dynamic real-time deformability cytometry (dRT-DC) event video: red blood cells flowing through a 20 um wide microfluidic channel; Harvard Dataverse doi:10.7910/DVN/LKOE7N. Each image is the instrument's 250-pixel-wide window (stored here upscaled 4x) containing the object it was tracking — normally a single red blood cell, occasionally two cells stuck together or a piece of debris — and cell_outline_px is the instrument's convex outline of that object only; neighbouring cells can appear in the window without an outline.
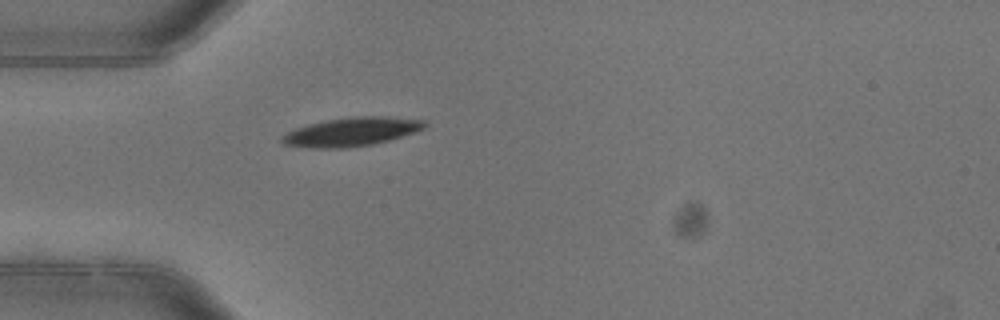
{"species": "common noctule bat (a hibernating species)", "species_latin": "Nyctalus noctula", "temperature_condition": "warm", "stored_images_in_passage": 1, "camera_frame_rate_fps": 3000, "um_per_image_px": 0.085, "animal": {"sex": "female"}, "frame": {"image": 1, "passage_image": 1, "time_ms": 0.0, "image_size_px": [1000, 320], "cell_outline_px": [[428, 124], [424, 128], [388, 140], [372, 144], [344, 148], [312, 148], [284, 144], [280, 140], [280, 136], [296, 128], [308, 124], [328, 120], [352, 116], [388, 116], [424, 120]], "centroid_in_image_um": [29.86, 11.19], "position_along_channel_um": 55.1, "area_um2": 23.64}}